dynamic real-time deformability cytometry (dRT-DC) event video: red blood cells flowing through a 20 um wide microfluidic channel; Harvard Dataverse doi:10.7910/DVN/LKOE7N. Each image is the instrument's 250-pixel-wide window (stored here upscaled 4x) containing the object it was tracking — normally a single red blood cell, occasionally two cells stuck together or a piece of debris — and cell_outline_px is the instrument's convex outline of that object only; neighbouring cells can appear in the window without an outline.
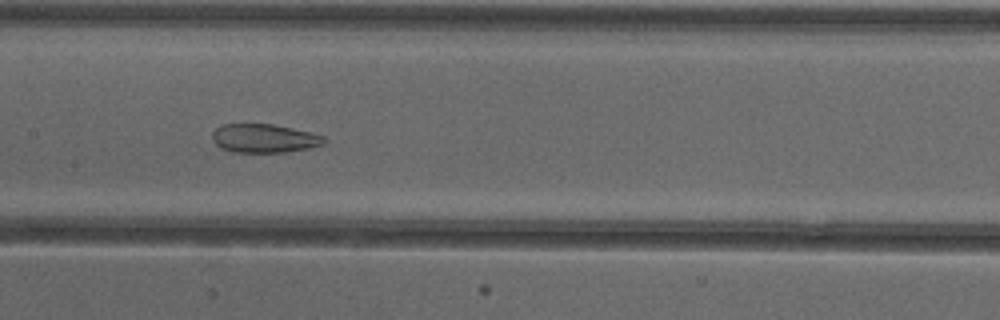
{"species": "common noctule bat (a hibernating species)", "species_latin": "Nyctalus noctula", "temperature_condition": "cold", "stored_images_in_passage": 38, "camera_frame_rate_fps": 3000, "um_per_image_px": 0.085, "animal": {"sex": "female"}, "frame": {"image": 1, "passage_image": 12, "time_ms": 3.667, "image_size_px": [1000, 320], "cell_outline_px": [[328, 140], [324, 144], [308, 148], [288, 152], [232, 152], [220, 148], [212, 140], [212, 132], [220, 124], [272, 124], [312, 132], [324, 136]], "centroid_in_image_um": [22.46, 11.76], "position_along_channel_um": 184.9, "area_um2": 18.9}, "authors_computed_cell_mechanics": {"area_um2": 21.7906, "velocity_mm_per_s": 3.8957, "shape_relaxation_time_tau1_ms": null, "shape_relaxation_time_tau2_ms": 1.9946, "deformation_change_tau1": null, "deformation_change_tau2": 0.09}}